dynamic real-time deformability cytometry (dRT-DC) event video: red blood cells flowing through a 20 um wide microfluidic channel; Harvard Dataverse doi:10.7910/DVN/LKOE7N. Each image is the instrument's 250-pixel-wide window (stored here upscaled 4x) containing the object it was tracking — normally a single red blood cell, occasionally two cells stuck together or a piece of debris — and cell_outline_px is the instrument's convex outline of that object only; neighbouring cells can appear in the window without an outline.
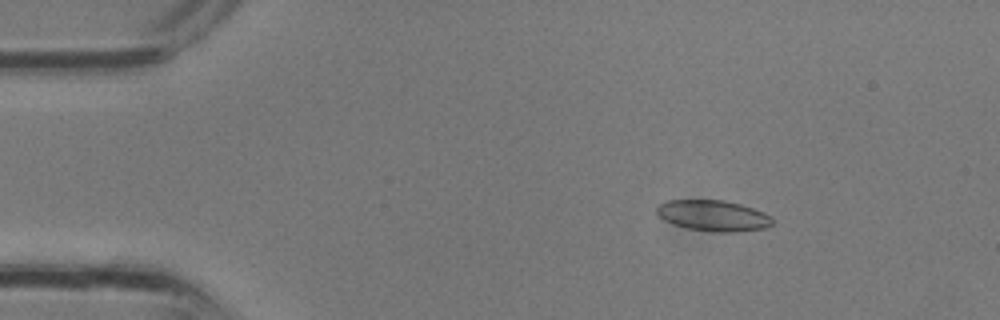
{"species": "common noctule bat (a hibernating species)", "species_latin": "Nyctalus noctula", "temperature_condition": "room temperature", "stored_images_in_passage": 31, "camera_frame_rate_fps": 3000, "um_per_image_px": 0.085, "animal": {"sex": "male", "body_mass_g": 13.3}, "frame": {"image": 1, "passage_image": 3, "time_ms": 0.667, "image_size_px": [1000, 320], "cell_outline_px": [[772, 224], [764, 228], [736, 232], [716, 232], [688, 228], [664, 220], [656, 212], [656, 208], [660, 204], [668, 200], [724, 200], [740, 204], [764, 212], [772, 216]], "centroid_in_image_um": [60.64, 18.32], "position_along_channel_um": 24.4, "area_um2": 20.63}}
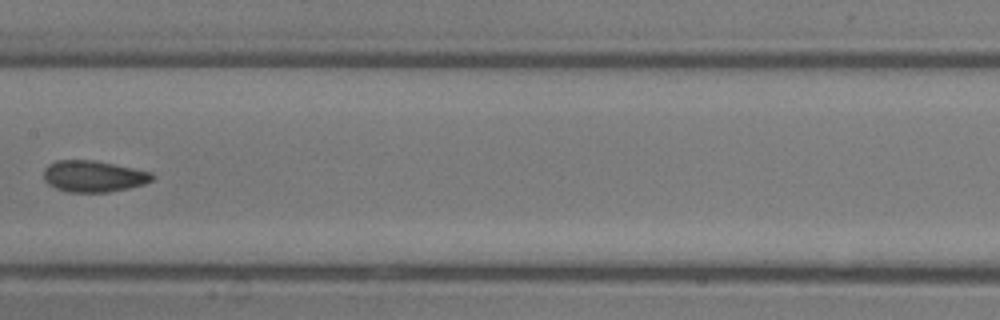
{"frame": {"image": 2, "passage_image": 15, "time_ms": 4.667, "image_size_px": [1000, 320], "cell_outline_px": [[156, 176], [152, 180], [144, 184], [128, 188], [108, 192], [68, 192], [56, 188], [48, 184], [44, 180], [44, 168], [48, 164], [56, 160], [92, 160], [152, 172]], "centroid_in_image_um": [7.93, 14.98], "position_along_channel_um": 199.5, "area_um2": 19.83}}
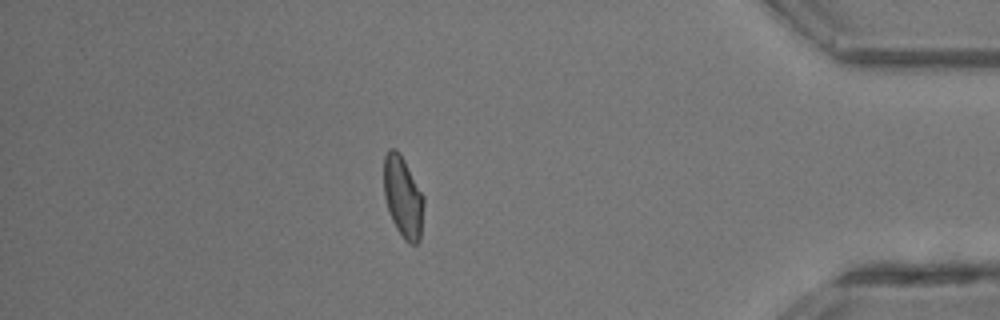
{"frame": {"image": 3, "passage_image": 27, "time_ms": 8.667, "image_size_px": [1000, 320], "cell_outline_px": [[424, 204], [420, 240], [416, 244], [408, 244], [404, 240], [396, 228], [392, 220], [384, 196], [384, 156], [388, 148], [396, 148], [400, 152], [424, 196]], "centroid_in_image_um": [34.26, 16.74], "position_along_channel_um": 400.9, "area_um2": 19.07}}